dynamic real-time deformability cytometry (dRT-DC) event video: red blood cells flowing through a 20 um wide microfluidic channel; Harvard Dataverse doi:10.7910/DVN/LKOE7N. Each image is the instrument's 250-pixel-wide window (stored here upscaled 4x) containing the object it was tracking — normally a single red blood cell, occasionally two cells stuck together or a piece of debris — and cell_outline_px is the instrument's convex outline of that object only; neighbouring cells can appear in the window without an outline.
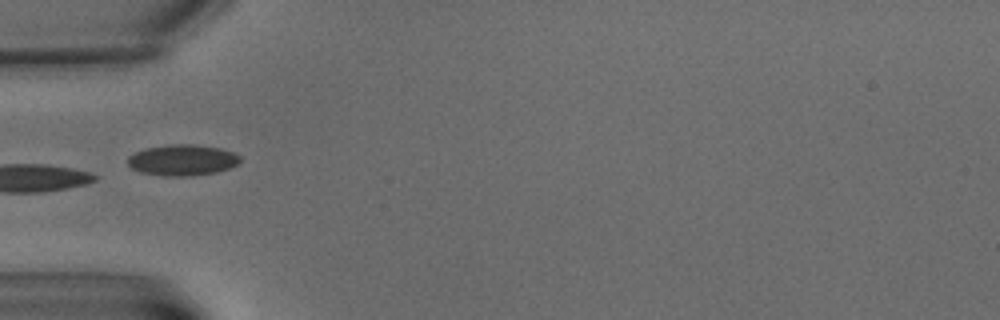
{"species": "common noctule bat (a hibernating species)", "species_latin": "Nyctalus noctula", "temperature_condition": "warm", "stored_images_in_passage": 8, "camera_frame_rate_fps": 3000, "um_per_image_px": 0.085, "animal": {"sex": "male", "body_mass_g": 15.6}, "frame": {"image": 1, "passage_image": 7, "time_ms": 7.0, "image_size_px": [1000, 320], "cell_outline_px": [[240, 164], [216, 172], [192, 176], [164, 176], [140, 172], [132, 168], [128, 164], [128, 156], [144, 148], [172, 144], [196, 144], [220, 148], [232, 152], [240, 156]], "centroid_in_image_um": [15.51, 13.6], "position_along_channel_um": 69.5, "area_um2": 20.4}}